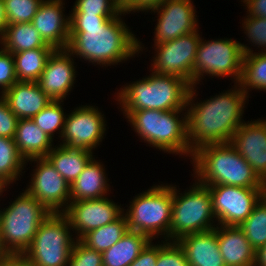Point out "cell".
Wrapping results in <instances>:
<instances>
[{
  "label": "cell",
  "mask_w": 266,
  "mask_h": 266,
  "mask_svg": "<svg viewBox=\"0 0 266 266\" xmlns=\"http://www.w3.org/2000/svg\"><path fill=\"white\" fill-rule=\"evenodd\" d=\"M54 47H40L12 53L15 61V74L18 81L37 82Z\"/></svg>",
  "instance_id": "83f0119b"
},
{
  "label": "cell",
  "mask_w": 266,
  "mask_h": 266,
  "mask_svg": "<svg viewBox=\"0 0 266 266\" xmlns=\"http://www.w3.org/2000/svg\"><path fill=\"white\" fill-rule=\"evenodd\" d=\"M194 94L191 86L187 100V106L191 107L186 114L190 149L194 152L207 144L230 143L243 123L241 116L247 94L240 87L192 106Z\"/></svg>",
  "instance_id": "7a4b0ae2"
},
{
  "label": "cell",
  "mask_w": 266,
  "mask_h": 266,
  "mask_svg": "<svg viewBox=\"0 0 266 266\" xmlns=\"http://www.w3.org/2000/svg\"><path fill=\"white\" fill-rule=\"evenodd\" d=\"M177 242L183 248L189 266H225L219 251L217 227L185 235Z\"/></svg>",
  "instance_id": "44dd1931"
},
{
  "label": "cell",
  "mask_w": 266,
  "mask_h": 266,
  "mask_svg": "<svg viewBox=\"0 0 266 266\" xmlns=\"http://www.w3.org/2000/svg\"><path fill=\"white\" fill-rule=\"evenodd\" d=\"M1 96L19 119H32L52 102L37 82L17 81Z\"/></svg>",
  "instance_id": "ffe728a7"
},
{
  "label": "cell",
  "mask_w": 266,
  "mask_h": 266,
  "mask_svg": "<svg viewBox=\"0 0 266 266\" xmlns=\"http://www.w3.org/2000/svg\"><path fill=\"white\" fill-rule=\"evenodd\" d=\"M46 158L71 185L92 159V151L74 150L60 145L57 149L52 148Z\"/></svg>",
  "instance_id": "484cf974"
},
{
  "label": "cell",
  "mask_w": 266,
  "mask_h": 266,
  "mask_svg": "<svg viewBox=\"0 0 266 266\" xmlns=\"http://www.w3.org/2000/svg\"><path fill=\"white\" fill-rule=\"evenodd\" d=\"M172 203L173 187L168 185L154 186L138 195L125 214L128 231L142 233L151 240L162 232L169 238Z\"/></svg>",
  "instance_id": "ba28073f"
},
{
  "label": "cell",
  "mask_w": 266,
  "mask_h": 266,
  "mask_svg": "<svg viewBox=\"0 0 266 266\" xmlns=\"http://www.w3.org/2000/svg\"><path fill=\"white\" fill-rule=\"evenodd\" d=\"M12 254L9 252L7 247L4 244L3 238L0 234V262L4 259H7L10 257Z\"/></svg>",
  "instance_id": "7dc6e473"
},
{
  "label": "cell",
  "mask_w": 266,
  "mask_h": 266,
  "mask_svg": "<svg viewBox=\"0 0 266 266\" xmlns=\"http://www.w3.org/2000/svg\"><path fill=\"white\" fill-rule=\"evenodd\" d=\"M7 25L8 24H7V18H6L5 10H4V2L3 0H0V36L2 35L1 39L4 36Z\"/></svg>",
  "instance_id": "bcb514c9"
},
{
  "label": "cell",
  "mask_w": 266,
  "mask_h": 266,
  "mask_svg": "<svg viewBox=\"0 0 266 266\" xmlns=\"http://www.w3.org/2000/svg\"><path fill=\"white\" fill-rule=\"evenodd\" d=\"M191 84L183 78L153 72L151 76L122 88L118 101L128 117L133 111L184 109Z\"/></svg>",
  "instance_id": "277c9868"
},
{
  "label": "cell",
  "mask_w": 266,
  "mask_h": 266,
  "mask_svg": "<svg viewBox=\"0 0 266 266\" xmlns=\"http://www.w3.org/2000/svg\"><path fill=\"white\" fill-rule=\"evenodd\" d=\"M7 182L6 181H4L1 177H0V194L3 192V190L2 189H5V187L4 186H7Z\"/></svg>",
  "instance_id": "c3c4849f"
},
{
  "label": "cell",
  "mask_w": 266,
  "mask_h": 266,
  "mask_svg": "<svg viewBox=\"0 0 266 266\" xmlns=\"http://www.w3.org/2000/svg\"><path fill=\"white\" fill-rule=\"evenodd\" d=\"M149 110L133 111L127 118L142 139L159 150L189 154L193 151L187 139V115L178 119L179 111ZM177 116V117H176Z\"/></svg>",
  "instance_id": "5b68a950"
},
{
  "label": "cell",
  "mask_w": 266,
  "mask_h": 266,
  "mask_svg": "<svg viewBox=\"0 0 266 266\" xmlns=\"http://www.w3.org/2000/svg\"><path fill=\"white\" fill-rule=\"evenodd\" d=\"M15 74V61L11 52L0 50V86L2 93L6 92L17 82Z\"/></svg>",
  "instance_id": "74e56055"
},
{
  "label": "cell",
  "mask_w": 266,
  "mask_h": 266,
  "mask_svg": "<svg viewBox=\"0 0 266 266\" xmlns=\"http://www.w3.org/2000/svg\"><path fill=\"white\" fill-rule=\"evenodd\" d=\"M71 223L64 213H51L38 227L23 254L32 266H68L75 241L68 229Z\"/></svg>",
  "instance_id": "52a82bcc"
},
{
  "label": "cell",
  "mask_w": 266,
  "mask_h": 266,
  "mask_svg": "<svg viewBox=\"0 0 266 266\" xmlns=\"http://www.w3.org/2000/svg\"><path fill=\"white\" fill-rule=\"evenodd\" d=\"M101 113L92 106L77 108L65 118L62 138L69 149L91 151L102 140L105 121Z\"/></svg>",
  "instance_id": "4fadbf2b"
},
{
  "label": "cell",
  "mask_w": 266,
  "mask_h": 266,
  "mask_svg": "<svg viewBox=\"0 0 266 266\" xmlns=\"http://www.w3.org/2000/svg\"><path fill=\"white\" fill-rule=\"evenodd\" d=\"M176 190V187H173L169 237L178 241L185 235L214 229L210 221L215 216L208 187L197 183L182 196H178Z\"/></svg>",
  "instance_id": "9c48e42d"
},
{
  "label": "cell",
  "mask_w": 266,
  "mask_h": 266,
  "mask_svg": "<svg viewBox=\"0 0 266 266\" xmlns=\"http://www.w3.org/2000/svg\"><path fill=\"white\" fill-rule=\"evenodd\" d=\"M52 141L32 119H19L14 142L25 160L46 157L52 150Z\"/></svg>",
  "instance_id": "603a6c76"
},
{
  "label": "cell",
  "mask_w": 266,
  "mask_h": 266,
  "mask_svg": "<svg viewBox=\"0 0 266 266\" xmlns=\"http://www.w3.org/2000/svg\"><path fill=\"white\" fill-rule=\"evenodd\" d=\"M128 232L127 218L123 214L115 221L85 234L80 241L88 248L104 252Z\"/></svg>",
  "instance_id": "f1b7e54d"
},
{
  "label": "cell",
  "mask_w": 266,
  "mask_h": 266,
  "mask_svg": "<svg viewBox=\"0 0 266 266\" xmlns=\"http://www.w3.org/2000/svg\"><path fill=\"white\" fill-rule=\"evenodd\" d=\"M158 245L156 266H189L183 248L177 241Z\"/></svg>",
  "instance_id": "8d00e7d4"
},
{
  "label": "cell",
  "mask_w": 266,
  "mask_h": 266,
  "mask_svg": "<svg viewBox=\"0 0 266 266\" xmlns=\"http://www.w3.org/2000/svg\"><path fill=\"white\" fill-rule=\"evenodd\" d=\"M165 0H122V11L125 13L138 10H151Z\"/></svg>",
  "instance_id": "b9f144b4"
},
{
  "label": "cell",
  "mask_w": 266,
  "mask_h": 266,
  "mask_svg": "<svg viewBox=\"0 0 266 266\" xmlns=\"http://www.w3.org/2000/svg\"><path fill=\"white\" fill-rule=\"evenodd\" d=\"M39 161L32 182L26 189L50 213H61L60 208L70 200V185L57 172L46 157L32 158Z\"/></svg>",
  "instance_id": "5bb4252c"
},
{
  "label": "cell",
  "mask_w": 266,
  "mask_h": 266,
  "mask_svg": "<svg viewBox=\"0 0 266 266\" xmlns=\"http://www.w3.org/2000/svg\"><path fill=\"white\" fill-rule=\"evenodd\" d=\"M252 51L244 44L232 39L215 40L200 43L193 67V86L205 74L212 76H233L238 83L242 72L244 54Z\"/></svg>",
  "instance_id": "30bf717a"
},
{
  "label": "cell",
  "mask_w": 266,
  "mask_h": 266,
  "mask_svg": "<svg viewBox=\"0 0 266 266\" xmlns=\"http://www.w3.org/2000/svg\"><path fill=\"white\" fill-rule=\"evenodd\" d=\"M152 240L128 231L116 244L102 252L103 266H129Z\"/></svg>",
  "instance_id": "d4e9b609"
},
{
  "label": "cell",
  "mask_w": 266,
  "mask_h": 266,
  "mask_svg": "<svg viewBox=\"0 0 266 266\" xmlns=\"http://www.w3.org/2000/svg\"><path fill=\"white\" fill-rule=\"evenodd\" d=\"M157 259L158 244L155 246L150 242L129 266H156Z\"/></svg>",
  "instance_id": "60d3db41"
},
{
  "label": "cell",
  "mask_w": 266,
  "mask_h": 266,
  "mask_svg": "<svg viewBox=\"0 0 266 266\" xmlns=\"http://www.w3.org/2000/svg\"><path fill=\"white\" fill-rule=\"evenodd\" d=\"M60 103V101H52L32 118L35 124L51 139H53L52 135L55 130L62 129L61 136L64 130L66 117Z\"/></svg>",
  "instance_id": "d6a6232c"
},
{
  "label": "cell",
  "mask_w": 266,
  "mask_h": 266,
  "mask_svg": "<svg viewBox=\"0 0 266 266\" xmlns=\"http://www.w3.org/2000/svg\"><path fill=\"white\" fill-rule=\"evenodd\" d=\"M239 227L255 250L264 246L266 243V194Z\"/></svg>",
  "instance_id": "4dcf8cb0"
},
{
  "label": "cell",
  "mask_w": 266,
  "mask_h": 266,
  "mask_svg": "<svg viewBox=\"0 0 266 266\" xmlns=\"http://www.w3.org/2000/svg\"><path fill=\"white\" fill-rule=\"evenodd\" d=\"M151 10L160 14L155 28V44L174 40L197 29L191 0H165Z\"/></svg>",
  "instance_id": "2e32d148"
},
{
  "label": "cell",
  "mask_w": 266,
  "mask_h": 266,
  "mask_svg": "<svg viewBox=\"0 0 266 266\" xmlns=\"http://www.w3.org/2000/svg\"><path fill=\"white\" fill-rule=\"evenodd\" d=\"M266 266V243L256 250L254 266Z\"/></svg>",
  "instance_id": "f6af8a7d"
},
{
  "label": "cell",
  "mask_w": 266,
  "mask_h": 266,
  "mask_svg": "<svg viewBox=\"0 0 266 266\" xmlns=\"http://www.w3.org/2000/svg\"><path fill=\"white\" fill-rule=\"evenodd\" d=\"M61 0L42 1L31 23L44 41L55 49H66L70 39V17H63Z\"/></svg>",
  "instance_id": "d6986e66"
},
{
  "label": "cell",
  "mask_w": 266,
  "mask_h": 266,
  "mask_svg": "<svg viewBox=\"0 0 266 266\" xmlns=\"http://www.w3.org/2000/svg\"><path fill=\"white\" fill-rule=\"evenodd\" d=\"M217 238L225 266H254L256 250L239 226L217 227Z\"/></svg>",
  "instance_id": "7402d4cb"
},
{
  "label": "cell",
  "mask_w": 266,
  "mask_h": 266,
  "mask_svg": "<svg viewBox=\"0 0 266 266\" xmlns=\"http://www.w3.org/2000/svg\"><path fill=\"white\" fill-rule=\"evenodd\" d=\"M244 24L243 27L247 31L245 33H248L250 41L266 50V18L249 16Z\"/></svg>",
  "instance_id": "f35d334b"
},
{
  "label": "cell",
  "mask_w": 266,
  "mask_h": 266,
  "mask_svg": "<svg viewBox=\"0 0 266 266\" xmlns=\"http://www.w3.org/2000/svg\"><path fill=\"white\" fill-rule=\"evenodd\" d=\"M43 0H3L7 24L31 22Z\"/></svg>",
  "instance_id": "836d02e7"
},
{
  "label": "cell",
  "mask_w": 266,
  "mask_h": 266,
  "mask_svg": "<svg viewBox=\"0 0 266 266\" xmlns=\"http://www.w3.org/2000/svg\"><path fill=\"white\" fill-rule=\"evenodd\" d=\"M61 211L68 217L71 228L80 233L78 240L88 232L117 220L122 214V209L106 197L71 202Z\"/></svg>",
  "instance_id": "9a60e30c"
},
{
  "label": "cell",
  "mask_w": 266,
  "mask_h": 266,
  "mask_svg": "<svg viewBox=\"0 0 266 266\" xmlns=\"http://www.w3.org/2000/svg\"><path fill=\"white\" fill-rule=\"evenodd\" d=\"M69 17L67 49L71 54L106 66L130 58L141 49L139 41L119 16L71 14Z\"/></svg>",
  "instance_id": "6da1fadb"
},
{
  "label": "cell",
  "mask_w": 266,
  "mask_h": 266,
  "mask_svg": "<svg viewBox=\"0 0 266 266\" xmlns=\"http://www.w3.org/2000/svg\"><path fill=\"white\" fill-rule=\"evenodd\" d=\"M69 266H103L102 253L88 248L80 240L73 245Z\"/></svg>",
  "instance_id": "d590c367"
},
{
  "label": "cell",
  "mask_w": 266,
  "mask_h": 266,
  "mask_svg": "<svg viewBox=\"0 0 266 266\" xmlns=\"http://www.w3.org/2000/svg\"><path fill=\"white\" fill-rule=\"evenodd\" d=\"M0 266H32L24 255L12 254L0 262Z\"/></svg>",
  "instance_id": "ee69618b"
},
{
  "label": "cell",
  "mask_w": 266,
  "mask_h": 266,
  "mask_svg": "<svg viewBox=\"0 0 266 266\" xmlns=\"http://www.w3.org/2000/svg\"><path fill=\"white\" fill-rule=\"evenodd\" d=\"M206 186L211 194L213 214L218 219L219 224L223 226H239L266 194V188L230 185Z\"/></svg>",
  "instance_id": "8fae6325"
},
{
  "label": "cell",
  "mask_w": 266,
  "mask_h": 266,
  "mask_svg": "<svg viewBox=\"0 0 266 266\" xmlns=\"http://www.w3.org/2000/svg\"><path fill=\"white\" fill-rule=\"evenodd\" d=\"M238 83L246 94L248 87L266 90V52L244 54Z\"/></svg>",
  "instance_id": "f546056e"
},
{
  "label": "cell",
  "mask_w": 266,
  "mask_h": 266,
  "mask_svg": "<svg viewBox=\"0 0 266 266\" xmlns=\"http://www.w3.org/2000/svg\"><path fill=\"white\" fill-rule=\"evenodd\" d=\"M200 36L196 31L174 40L156 44L153 71L183 78L193 86V67Z\"/></svg>",
  "instance_id": "7c38bea8"
},
{
  "label": "cell",
  "mask_w": 266,
  "mask_h": 266,
  "mask_svg": "<svg viewBox=\"0 0 266 266\" xmlns=\"http://www.w3.org/2000/svg\"><path fill=\"white\" fill-rule=\"evenodd\" d=\"M1 40L3 49L18 53L40 47H52L47 44L31 22L8 24Z\"/></svg>",
  "instance_id": "4316f807"
},
{
  "label": "cell",
  "mask_w": 266,
  "mask_h": 266,
  "mask_svg": "<svg viewBox=\"0 0 266 266\" xmlns=\"http://www.w3.org/2000/svg\"><path fill=\"white\" fill-rule=\"evenodd\" d=\"M25 159L19 154L14 139L0 137V177L8 184L15 181Z\"/></svg>",
  "instance_id": "1f68e13d"
},
{
  "label": "cell",
  "mask_w": 266,
  "mask_h": 266,
  "mask_svg": "<svg viewBox=\"0 0 266 266\" xmlns=\"http://www.w3.org/2000/svg\"><path fill=\"white\" fill-rule=\"evenodd\" d=\"M50 214L26 190L6 210L0 211V234L9 252L23 255Z\"/></svg>",
  "instance_id": "8992f818"
},
{
  "label": "cell",
  "mask_w": 266,
  "mask_h": 266,
  "mask_svg": "<svg viewBox=\"0 0 266 266\" xmlns=\"http://www.w3.org/2000/svg\"><path fill=\"white\" fill-rule=\"evenodd\" d=\"M230 143L266 185V121L242 123Z\"/></svg>",
  "instance_id": "e0dca14e"
},
{
  "label": "cell",
  "mask_w": 266,
  "mask_h": 266,
  "mask_svg": "<svg viewBox=\"0 0 266 266\" xmlns=\"http://www.w3.org/2000/svg\"><path fill=\"white\" fill-rule=\"evenodd\" d=\"M250 13V17L266 18V0H244Z\"/></svg>",
  "instance_id": "7bdbcfd3"
},
{
  "label": "cell",
  "mask_w": 266,
  "mask_h": 266,
  "mask_svg": "<svg viewBox=\"0 0 266 266\" xmlns=\"http://www.w3.org/2000/svg\"><path fill=\"white\" fill-rule=\"evenodd\" d=\"M104 174L102 165L92 158L70 185V202L104 198L109 188Z\"/></svg>",
  "instance_id": "cb8c5ba5"
},
{
  "label": "cell",
  "mask_w": 266,
  "mask_h": 266,
  "mask_svg": "<svg viewBox=\"0 0 266 266\" xmlns=\"http://www.w3.org/2000/svg\"><path fill=\"white\" fill-rule=\"evenodd\" d=\"M192 157L198 181L203 185L266 188L231 143L201 146Z\"/></svg>",
  "instance_id": "3957f363"
},
{
  "label": "cell",
  "mask_w": 266,
  "mask_h": 266,
  "mask_svg": "<svg viewBox=\"0 0 266 266\" xmlns=\"http://www.w3.org/2000/svg\"><path fill=\"white\" fill-rule=\"evenodd\" d=\"M19 118L8 107L3 97L0 99V137L14 139Z\"/></svg>",
  "instance_id": "ab89813d"
},
{
  "label": "cell",
  "mask_w": 266,
  "mask_h": 266,
  "mask_svg": "<svg viewBox=\"0 0 266 266\" xmlns=\"http://www.w3.org/2000/svg\"><path fill=\"white\" fill-rule=\"evenodd\" d=\"M122 0H77L72 14H91L97 16H119Z\"/></svg>",
  "instance_id": "e575fe53"
},
{
  "label": "cell",
  "mask_w": 266,
  "mask_h": 266,
  "mask_svg": "<svg viewBox=\"0 0 266 266\" xmlns=\"http://www.w3.org/2000/svg\"><path fill=\"white\" fill-rule=\"evenodd\" d=\"M69 53L67 48L55 49L37 81L42 91L52 101L62 102L73 86L75 69Z\"/></svg>",
  "instance_id": "ac0fdd59"
}]
</instances>
